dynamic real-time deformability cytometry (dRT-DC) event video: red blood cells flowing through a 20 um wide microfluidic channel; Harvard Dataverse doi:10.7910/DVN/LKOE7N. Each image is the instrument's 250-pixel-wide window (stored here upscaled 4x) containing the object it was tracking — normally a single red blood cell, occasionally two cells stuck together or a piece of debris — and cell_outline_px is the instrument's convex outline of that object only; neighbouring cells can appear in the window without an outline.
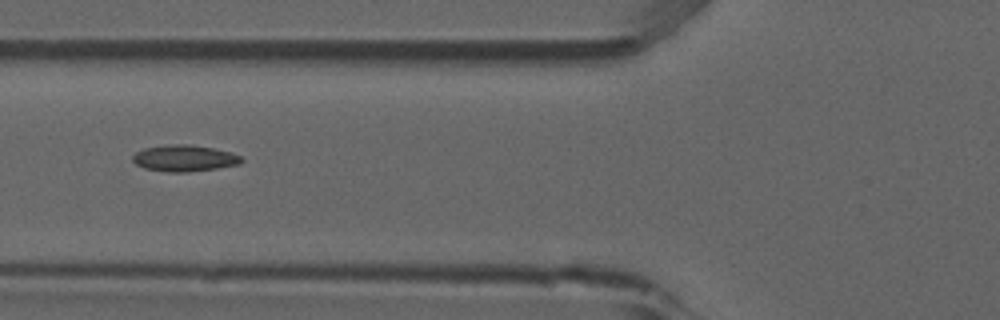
{"species": "common noctule bat (a hibernating species)", "species_latin": "Nyctalus noctula", "temperature_condition": "room temperature", "stored_images_in_passage": 7, "camera_frame_rate_fps": 3000, "um_per_image_px": 0.085, "animal": {"sex": "male", "forearm_length_mm": 52.5}, "frame": {"image": 1, "passage_image": 5, "time_ms": 1.333, "image_size_px": [1000, 320], "cell_outline_px": [[244, 160], [240, 164], [216, 168], [188, 172], [168, 172], [144, 168], [136, 164], [132, 160], [132, 156], [136, 152], [144, 148], [172, 144], [188, 144], [212, 148], [232, 152], [240, 156]], "centroid_in_image_um": [15.67, 13.45], "position_along_channel_um": 110.1, "area_um2": 16.7}}
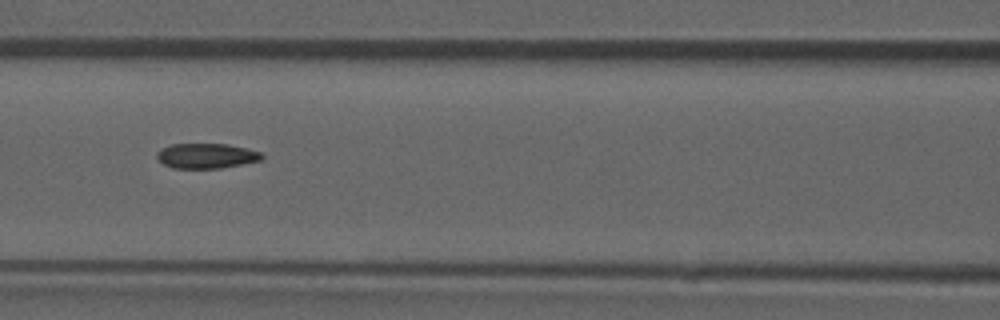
{"frame": {"image": 2, "passage_image": 6, "time_ms": 1.667, "image_size_px": [1000, 320], "cell_outline_px": [[264, 156], [260, 160], [220, 168], [172, 168], [164, 164], [156, 156], [156, 152], [160, 148], [172, 144], [228, 144], [248, 148], [260, 152]], "centroid_in_image_um": [17.52, 13.24], "position_along_channel_um": 149.1, "area_um2": 15.26}}